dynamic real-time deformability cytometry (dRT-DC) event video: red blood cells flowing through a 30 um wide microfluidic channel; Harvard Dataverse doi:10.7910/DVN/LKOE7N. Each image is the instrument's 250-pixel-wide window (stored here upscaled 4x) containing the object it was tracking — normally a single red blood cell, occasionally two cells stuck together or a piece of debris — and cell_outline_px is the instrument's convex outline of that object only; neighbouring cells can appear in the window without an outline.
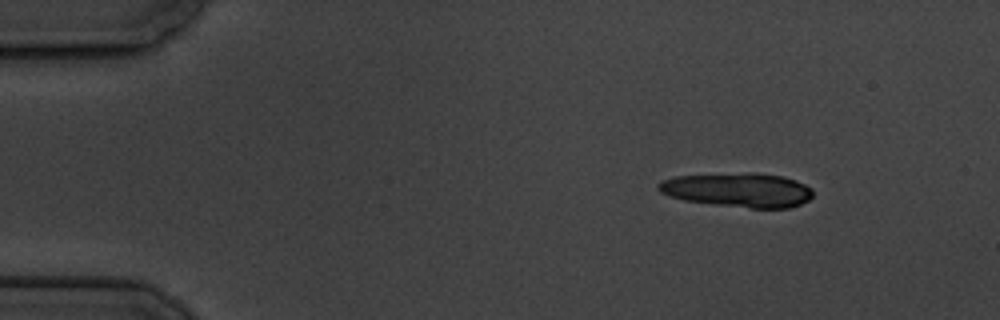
{"species": "common noctule bat (a hibernating species)", "species_latin": "Nyctalus noctula", "temperature_condition": "cold", "stored_images_in_passage": 5, "camera_frame_rate_fps": 3000, "um_per_image_px": 0.085, "animal": {"sex": "male", "body_mass_g": 19.5, "forearm_length_mm": 54.6}, "frame": {"image": 1, "passage_image": 1, "time_ms": 0.0, "image_size_px": [1000, 320], "cell_outline_px": [[812, 196], [808, 200], [800, 204], [788, 208], [752, 208], [716, 204], [684, 200], [668, 196], [660, 192], [656, 188], [656, 184], [664, 180], [676, 176], [752, 172], [756, 172], [780, 176], [796, 180], [812, 188]], "centroid_in_image_um": [62.73, 16.14], "position_along_channel_um": 22.3, "area_um2": 30.75}}